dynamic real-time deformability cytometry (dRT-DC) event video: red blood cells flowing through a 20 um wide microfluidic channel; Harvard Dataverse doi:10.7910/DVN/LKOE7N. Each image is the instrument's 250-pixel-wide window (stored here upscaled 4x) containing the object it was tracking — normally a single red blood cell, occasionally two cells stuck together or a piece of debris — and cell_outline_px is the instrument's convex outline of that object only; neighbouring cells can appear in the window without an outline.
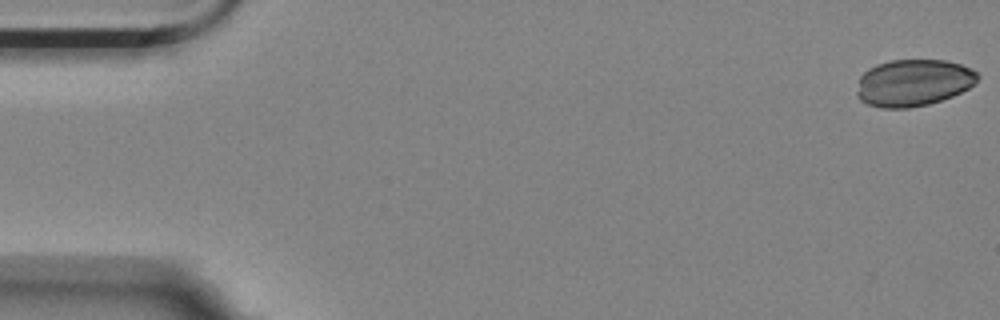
{"species": "Egyptian fruit bat (a non-hibernating species)", "species_latin": "Rousettus aegyptiacus", "temperature_condition": "room temperature", "stored_images_in_passage": 5, "camera_frame_rate_fps": 3000, "um_per_image_px": 0.085, "animal": {"sex": "female"}, "frame": {"image": 1, "passage_image": 1, "time_ms": 0.0, "image_size_px": [1000, 320], "cell_outline_px": [[980, 76], [968, 88], [952, 96], [928, 104], [908, 108], [880, 108], [868, 104], [860, 100], [856, 96], [856, 92], [860, 76], [868, 68], [876, 64], [892, 60], [944, 60], [960, 64], [972, 68]], "centroid_in_image_um": [77.6, 7.03], "position_along_channel_um": 7.4, "area_um2": 33.0}}